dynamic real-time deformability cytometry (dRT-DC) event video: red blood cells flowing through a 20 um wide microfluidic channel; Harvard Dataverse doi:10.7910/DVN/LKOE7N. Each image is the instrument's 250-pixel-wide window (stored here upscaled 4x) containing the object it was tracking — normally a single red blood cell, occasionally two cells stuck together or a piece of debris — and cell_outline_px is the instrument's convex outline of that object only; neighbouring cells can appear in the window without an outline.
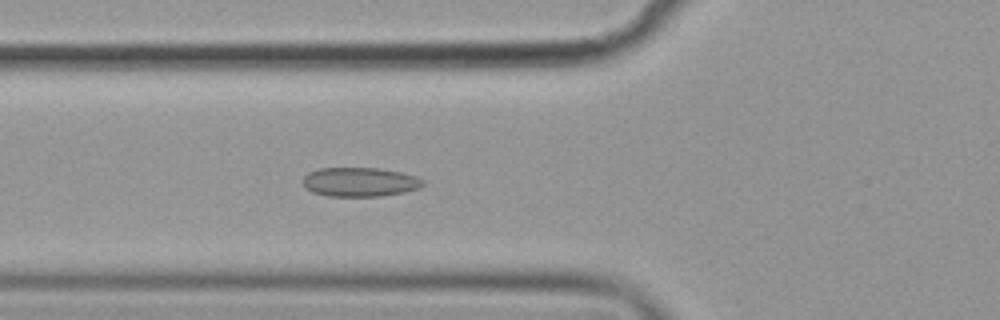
{"species": "common noctule bat (a hibernating species)", "species_latin": "Nyctalus noctula", "temperature_condition": "cold", "stored_images_in_passage": 40, "camera_frame_rate_fps": 3000, "um_per_image_px": 0.085, "animal": {"sex": "female", "body_mass_g": 19.9}, "frame": {"image": 1, "passage_image": 12, "time_ms": 3.667, "image_size_px": [1000, 320], "cell_outline_px": [[424, 184], [420, 188], [404, 192], [380, 196], [328, 196], [312, 192], [304, 188], [304, 176], [308, 172], [320, 168], [380, 168], [400, 172], [416, 176], [424, 180]], "centroid_in_image_um": [30.59, 15.47], "position_along_channel_um": 95.2, "area_um2": 20.46}}
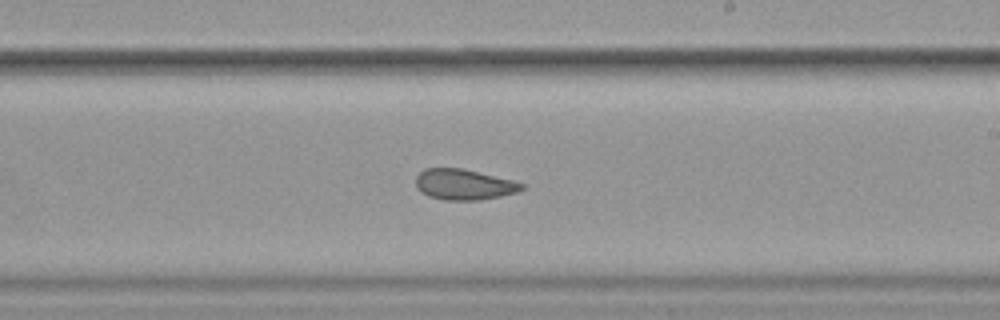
{"frame": {"image": 2, "passage_image": 25, "time_ms": 8.0, "image_size_px": [1000, 320], "cell_outline_px": [[524, 188], [516, 192], [500, 196], [480, 200], [444, 200], [428, 196], [420, 192], [416, 188], [416, 176], [424, 168], [464, 168], [512, 180], [524, 184]], "centroid_in_image_um": [39.4, 15.68], "position_along_channel_um": 249.6, "area_um2": 19.02}}
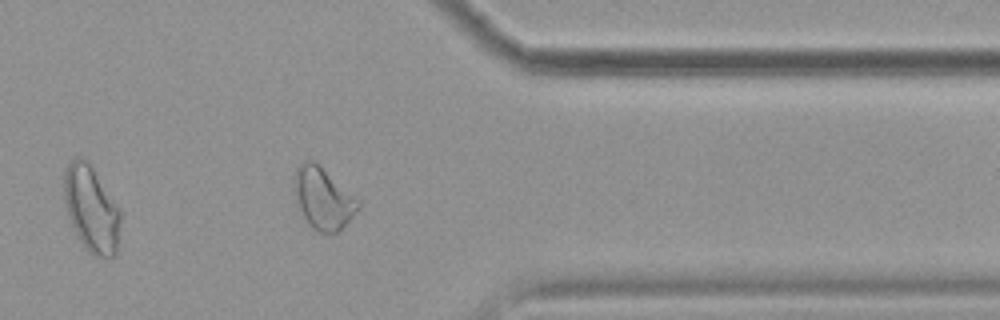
{"frame": {"image": 3, "passage_image": 37, "time_ms": 12.0, "image_size_px": [1000, 320], "cell_outline_px": [[360, 208], [336, 232], [320, 232], [312, 228], [308, 224], [296, 208], [296, 168], [304, 160], [312, 160], [360, 200]], "centroid_in_image_um": [27.45, 16.88], "position_along_channel_um": 383.9, "area_um2": 22.37}, "authors_computed_cell_mechanics": {"area_um2": 20.1722, "velocity_mm_per_s": 3.5698, "shape_relaxation_time_tau1_ms": null, "shape_relaxation_time_tau2_ms": 3.487, "deformation_change_tau1": null, "deformation_change_tau2": 0.0779}}